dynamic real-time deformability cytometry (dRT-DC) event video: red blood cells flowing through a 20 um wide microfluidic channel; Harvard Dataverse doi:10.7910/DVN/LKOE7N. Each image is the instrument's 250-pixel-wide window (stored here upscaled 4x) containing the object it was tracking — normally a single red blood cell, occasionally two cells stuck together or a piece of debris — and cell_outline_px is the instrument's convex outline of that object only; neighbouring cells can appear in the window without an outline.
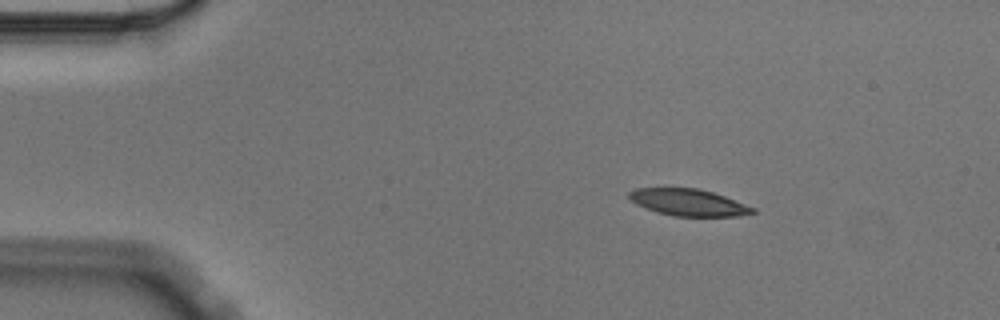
{"species": "Egyptian fruit bat (a non-hibernating species)", "species_latin": "Rousettus aegyptiacus", "temperature_condition": "cold", "stored_images_in_passage": 3, "camera_frame_rate_fps": 3000, "um_per_image_px": 0.085, "animal": {"sex": "male"}, "frame": {"image": 1, "passage_image": 1, "time_ms": 0.0, "image_size_px": [1000, 320], "cell_outline_px": [[756, 212], [736, 216], [672, 216], [656, 212], [636, 204], [628, 196], [628, 192], [636, 188], [696, 188], [712, 192], [724, 196], [756, 208]], "centroid_in_image_um": [58.5, 17.21], "position_along_channel_um": 26.5, "area_um2": 19.19}}